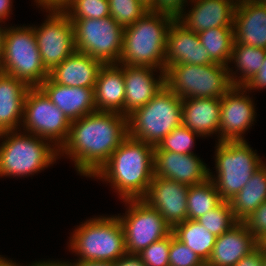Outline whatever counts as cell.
<instances>
[{
    "instance_id": "cell-1",
    "label": "cell",
    "mask_w": 266,
    "mask_h": 266,
    "mask_svg": "<svg viewBox=\"0 0 266 266\" xmlns=\"http://www.w3.org/2000/svg\"><path fill=\"white\" fill-rule=\"evenodd\" d=\"M128 136L127 116L96 111L71 121L58 158L67 155L78 174L91 178Z\"/></svg>"
},
{
    "instance_id": "cell-2",
    "label": "cell",
    "mask_w": 266,
    "mask_h": 266,
    "mask_svg": "<svg viewBox=\"0 0 266 266\" xmlns=\"http://www.w3.org/2000/svg\"><path fill=\"white\" fill-rule=\"evenodd\" d=\"M154 176V146L128 136L92 176L111 184L122 200L143 199Z\"/></svg>"
},
{
    "instance_id": "cell-3",
    "label": "cell",
    "mask_w": 266,
    "mask_h": 266,
    "mask_svg": "<svg viewBox=\"0 0 266 266\" xmlns=\"http://www.w3.org/2000/svg\"><path fill=\"white\" fill-rule=\"evenodd\" d=\"M174 19L169 14L148 11L125 27L118 64L164 71L167 31Z\"/></svg>"
},
{
    "instance_id": "cell-4",
    "label": "cell",
    "mask_w": 266,
    "mask_h": 266,
    "mask_svg": "<svg viewBox=\"0 0 266 266\" xmlns=\"http://www.w3.org/2000/svg\"><path fill=\"white\" fill-rule=\"evenodd\" d=\"M20 131L0 133V138L3 141L0 144L1 177L17 176L18 178L19 176L34 175V173L41 172L53 165L59 159L58 149L49 141Z\"/></svg>"
},
{
    "instance_id": "cell-5",
    "label": "cell",
    "mask_w": 266,
    "mask_h": 266,
    "mask_svg": "<svg viewBox=\"0 0 266 266\" xmlns=\"http://www.w3.org/2000/svg\"><path fill=\"white\" fill-rule=\"evenodd\" d=\"M70 237L68 248L76 253L77 260L114 263L127 254L123 226L116 215L90 218Z\"/></svg>"
},
{
    "instance_id": "cell-6",
    "label": "cell",
    "mask_w": 266,
    "mask_h": 266,
    "mask_svg": "<svg viewBox=\"0 0 266 266\" xmlns=\"http://www.w3.org/2000/svg\"><path fill=\"white\" fill-rule=\"evenodd\" d=\"M182 124V98L166 85L128 116L129 136L152 146Z\"/></svg>"
},
{
    "instance_id": "cell-7",
    "label": "cell",
    "mask_w": 266,
    "mask_h": 266,
    "mask_svg": "<svg viewBox=\"0 0 266 266\" xmlns=\"http://www.w3.org/2000/svg\"><path fill=\"white\" fill-rule=\"evenodd\" d=\"M1 57L2 72L39 87L48 77L32 26L6 28Z\"/></svg>"
},
{
    "instance_id": "cell-8",
    "label": "cell",
    "mask_w": 266,
    "mask_h": 266,
    "mask_svg": "<svg viewBox=\"0 0 266 266\" xmlns=\"http://www.w3.org/2000/svg\"><path fill=\"white\" fill-rule=\"evenodd\" d=\"M215 147L216 175L209 169V178L214 182L221 199L229 201L264 162L246 140L217 142Z\"/></svg>"
},
{
    "instance_id": "cell-9",
    "label": "cell",
    "mask_w": 266,
    "mask_h": 266,
    "mask_svg": "<svg viewBox=\"0 0 266 266\" xmlns=\"http://www.w3.org/2000/svg\"><path fill=\"white\" fill-rule=\"evenodd\" d=\"M165 85L185 98H222L232 87L228 66L174 64L165 70Z\"/></svg>"
},
{
    "instance_id": "cell-10",
    "label": "cell",
    "mask_w": 266,
    "mask_h": 266,
    "mask_svg": "<svg viewBox=\"0 0 266 266\" xmlns=\"http://www.w3.org/2000/svg\"><path fill=\"white\" fill-rule=\"evenodd\" d=\"M75 49L103 64H117L121 58L124 28L111 16L98 19H70Z\"/></svg>"
},
{
    "instance_id": "cell-11",
    "label": "cell",
    "mask_w": 266,
    "mask_h": 266,
    "mask_svg": "<svg viewBox=\"0 0 266 266\" xmlns=\"http://www.w3.org/2000/svg\"><path fill=\"white\" fill-rule=\"evenodd\" d=\"M23 132L49 141L58 150L66 142L71 121L40 87H30L24 99Z\"/></svg>"
},
{
    "instance_id": "cell-12",
    "label": "cell",
    "mask_w": 266,
    "mask_h": 266,
    "mask_svg": "<svg viewBox=\"0 0 266 266\" xmlns=\"http://www.w3.org/2000/svg\"><path fill=\"white\" fill-rule=\"evenodd\" d=\"M126 213L119 218L127 254H138L151 243L168 236L172 229L160 213L143 199L123 200Z\"/></svg>"
},
{
    "instance_id": "cell-13",
    "label": "cell",
    "mask_w": 266,
    "mask_h": 266,
    "mask_svg": "<svg viewBox=\"0 0 266 266\" xmlns=\"http://www.w3.org/2000/svg\"><path fill=\"white\" fill-rule=\"evenodd\" d=\"M43 9L49 14L41 26L34 25V32L43 65L50 72L76 51L74 29L64 10Z\"/></svg>"
},
{
    "instance_id": "cell-14",
    "label": "cell",
    "mask_w": 266,
    "mask_h": 266,
    "mask_svg": "<svg viewBox=\"0 0 266 266\" xmlns=\"http://www.w3.org/2000/svg\"><path fill=\"white\" fill-rule=\"evenodd\" d=\"M244 86H233L221 98L219 142L245 141L243 134L255 121L253 99Z\"/></svg>"
},
{
    "instance_id": "cell-15",
    "label": "cell",
    "mask_w": 266,
    "mask_h": 266,
    "mask_svg": "<svg viewBox=\"0 0 266 266\" xmlns=\"http://www.w3.org/2000/svg\"><path fill=\"white\" fill-rule=\"evenodd\" d=\"M188 189L186 184L154 175L143 200L156 209L173 229L188 219Z\"/></svg>"
},
{
    "instance_id": "cell-16",
    "label": "cell",
    "mask_w": 266,
    "mask_h": 266,
    "mask_svg": "<svg viewBox=\"0 0 266 266\" xmlns=\"http://www.w3.org/2000/svg\"><path fill=\"white\" fill-rule=\"evenodd\" d=\"M154 175L192 186L209 178V168L196 154L154 151Z\"/></svg>"
},
{
    "instance_id": "cell-17",
    "label": "cell",
    "mask_w": 266,
    "mask_h": 266,
    "mask_svg": "<svg viewBox=\"0 0 266 266\" xmlns=\"http://www.w3.org/2000/svg\"><path fill=\"white\" fill-rule=\"evenodd\" d=\"M214 62L199 35L174 19L167 31L164 71L174 64L208 65Z\"/></svg>"
},
{
    "instance_id": "cell-18",
    "label": "cell",
    "mask_w": 266,
    "mask_h": 266,
    "mask_svg": "<svg viewBox=\"0 0 266 266\" xmlns=\"http://www.w3.org/2000/svg\"><path fill=\"white\" fill-rule=\"evenodd\" d=\"M119 66L123 68L124 115L128 117L137 108L146 105L165 86V71H160L156 78L154 72L158 71L154 68Z\"/></svg>"
},
{
    "instance_id": "cell-19",
    "label": "cell",
    "mask_w": 266,
    "mask_h": 266,
    "mask_svg": "<svg viewBox=\"0 0 266 266\" xmlns=\"http://www.w3.org/2000/svg\"><path fill=\"white\" fill-rule=\"evenodd\" d=\"M191 10L176 18L188 30L199 33L215 27H233L235 0H193Z\"/></svg>"
},
{
    "instance_id": "cell-20",
    "label": "cell",
    "mask_w": 266,
    "mask_h": 266,
    "mask_svg": "<svg viewBox=\"0 0 266 266\" xmlns=\"http://www.w3.org/2000/svg\"><path fill=\"white\" fill-rule=\"evenodd\" d=\"M233 31L234 44L266 49V5L255 0L236 3Z\"/></svg>"
},
{
    "instance_id": "cell-21",
    "label": "cell",
    "mask_w": 266,
    "mask_h": 266,
    "mask_svg": "<svg viewBox=\"0 0 266 266\" xmlns=\"http://www.w3.org/2000/svg\"><path fill=\"white\" fill-rule=\"evenodd\" d=\"M257 248V239L244 222L216 237L214 248L206 266H234L242 257Z\"/></svg>"
},
{
    "instance_id": "cell-22",
    "label": "cell",
    "mask_w": 266,
    "mask_h": 266,
    "mask_svg": "<svg viewBox=\"0 0 266 266\" xmlns=\"http://www.w3.org/2000/svg\"><path fill=\"white\" fill-rule=\"evenodd\" d=\"M39 87L70 121L97 111L94 88L65 86L49 77Z\"/></svg>"
},
{
    "instance_id": "cell-23",
    "label": "cell",
    "mask_w": 266,
    "mask_h": 266,
    "mask_svg": "<svg viewBox=\"0 0 266 266\" xmlns=\"http://www.w3.org/2000/svg\"><path fill=\"white\" fill-rule=\"evenodd\" d=\"M103 65L101 61L76 50L49 72V78L65 86L94 88Z\"/></svg>"
},
{
    "instance_id": "cell-24",
    "label": "cell",
    "mask_w": 266,
    "mask_h": 266,
    "mask_svg": "<svg viewBox=\"0 0 266 266\" xmlns=\"http://www.w3.org/2000/svg\"><path fill=\"white\" fill-rule=\"evenodd\" d=\"M221 112V98L182 99V125L202 137L218 134Z\"/></svg>"
},
{
    "instance_id": "cell-25",
    "label": "cell",
    "mask_w": 266,
    "mask_h": 266,
    "mask_svg": "<svg viewBox=\"0 0 266 266\" xmlns=\"http://www.w3.org/2000/svg\"><path fill=\"white\" fill-rule=\"evenodd\" d=\"M125 85L123 68L119 64H104L94 87V101L98 112L124 115Z\"/></svg>"
},
{
    "instance_id": "cell-26",
    "label": "cell",
    "mask_w": 266,
    "mask_h": 266,
    "mask_svg": "<svg viewBox=\"0 0 266 266\" xmlns=\"http://www.w3.org/2000/svg\"><path fill=\"white\" fill-rule=\"evenodd\" d=\"M29 88L14 76L0 74V133L21 130L24 99Z\"/></svg>"
},
{
    "instance_id": "cell-27",
    "label": "cell",
    "mask_w": 266,
    "mask_h": 266,
    "mask_svg": "<svg viewBox=\"0 0 266 266\" xmlns=\"http://www.w3.org/2000/svg\"><path fill=\"white\" fill-rule=\"evenodd\" d=\"M266 162L252 175L246 185L229 200L234 217L243 222L266 201Z\"/></svg>"
},
{
    "instance_id": "cell-28",
    "label": "cell",
    "mask_w": 266,
    "mask_h": 266,
    "mask_svg": "<svg viewBox=\"0 0 266 266\" xmlns=\"http://www.w3.org/2000/svg\"><path fill=\"white\" fill-rule=\"evenodd\" d=\"M266 55V49L250 45L234 44L229 64L235 65L236 71L228 66V74L233 86H245L260 70ZM239 70V71H238ZM240 72V75L236 74ZM238 77V78H237Z\"/></svg>"
},
{
    "instance_id": "cell-29",
    "label": "cell",
    "mask_w": 266,
    "mask_h": 266,
    "mask_svg": "<svg viewBox=\"0 0 266 266\" xmlns=\"http://www.w3.org/2000/svg\"><path fill=\"white\" fill-rule=\"evenodd\" d=\"M172 232L178 240L192 249L205 263L209 260L216 236L211 234L198 221L186 219L176 225Z\"/></svg>"
},
{
    "instance_id": "cell-30",
    "label": "cell",
    "mask_w": 266,
    "mask_h": 266,
    "mask_svg": "<svg viewBox=\"0 0 266 266\" xmlns=\"http://www.w3.org/2000/svg\"><path fill=\"white\" fill-rule=\"evenodd\" d=\"M200 43L217 64L229 66L234 45L233 27H215L198 33Z\"/></svg>"
},
{
    "instance_id": "cell-31",
    "label": "cell",
    "mask_w": 266,
    "mask_h": 266,
    "mask_svg": "<svg viewBox=\"0 0 266 266\" xmlns=\"http://www.w3.org/2000/svg\"><path fill=\"white\" fill-rule=\"evenodd\" d=\"M222 201L214 182L210 178L203 183L189 186L187 195L188 219H198L216 208Z\"/></svg>"
},
{
    "instance_id": "cell-32",
    "label": "cell",
    "mask_w": 266,
    "mask_h": 266,
    "mask_svg": "<svg viewBox=\"0 0 266 266\" xmlns=\"http://www.w3.org/2000/svg\"><path fill=\"white\" fill-rule=\"evenodd\" d=\"M211 234L219 237L239 221L234 217L229 201H222L216 208L196 219Z\"/></svg>"
},
{
    "instance_id": "cell-33",
    "label": "cell",
    "mask_w": 266,
    "mask_h": 266,
    "mask_svg": "<svg viewBox=\"0 0 266 266\" xmlns=\"http://www.w3.org/2000/svg\"><path fill=\"white\" fill-rule=\"evenodd\" d=\"M195 137H202L198 133L193 132L182 124L174 128L167 136H165L154 151H172L181 154H194L192 151Z\"/></svg>"
},
{
    "instance_id": "cell-34",
    "label": "cell",
    "mask_w": 266,
    "mask_h": 266,
    "mask_svg": "<svg viewBox=\"0 0 266 266\" xmlns=\"http://www.w3.org/2000/svg\"><path fill=\"white\" fill-rule=\"evenodd\" d=\"M110 16L123 28L135 23L149 10L139 0H108Z\"/></svg>"
},
{
    "instance_id": "cell-35",
    "label": "cell",
    "mask_w": 266,
    "mask_h": 266,
    "mask_svg": "<svg viewBox=\"0 0 266 266\" xmlns=\"http://www.w3.org/2000/svg\"><path fill=\"white\" fill-rule=\"evenodd\" d=\"M64 11L69 19H100L110 16L108 0H74Z\"/></svg>"
},
{
    "instance_id": "cell-36",
    "label": "cell",
    "mask_w": 266,
    "mask_h": 266,
    "mask_svg": "<svg viewBox=\"0 0 266 266\" xmlns=\"http://www.w3.org/2000/svg\"><path fill=\"white\" fill-rule=\"evenodd\" d=\"M171 245V233L151 243L137 255L146 266H169V250Z\"/></svg>"
},
{
    "instance_id": "cell-37",
    "label": "cell",
    "mask_w": 266,
    "mask_h": 266,
    "mask_svg": "<svg viewBox=\"0 0 266 266\" xmlns=\"http://www.w3.org/2000/svg\"><path fill=\"white\" fill-rule=\"evenodd\" d=\"M169 266H206V263L171 232Z\"/></svg>"
},
{
    "instance_id": "cell-38",
    "label": "cell",
    "mask_w": 266,
    "mask_h": 266,
    "mask_svg": "<svg viewBox=\"0 0 266 266\" xmlns=\"http://www.w3.org/2000/svg\"><path fill=\"white\" fill-rule=\"evenodd\" d=\"M256 239L266 233V201L243 221Z\"/></svg>"
},
{
    "instance_id": "cell-39",
    "label": "cell",
    "mask_w": 266,
    "mask_h": 266,
    "mask_svg": "<svg viewBox=\"0 0 266 266\" xmlns=\"http://www.w3.org/2000/svg\"><path fill=\"white\" fill-rule=\"evenodd\" d=\"M186 3L188 5V0H157L153 12L169 14L176 19L186 9Z\"/></svg>"
},
{
    "instance_id": "cell-40",
    "label": "cell",
    "mask_w": 266,
    "mask_h": 266,
    "mask_svg": "<svg viewBox=\"0 0 266 266\" xmlns=\"http://www.w3.org/2000/svg\"><path fill=\"white\" fill-rule=\"evenodd\" d=\"M244 87L248 90V92H250L251 90H261L263 88H266V55L260 70Z\"/></svg>"
},
{
    "instance_id": "cell-41",
    "label": "cell",
    "mask_w": 266,
    "mask_h": 266,
    "mask_svg": "<svg viewBox=\"0 0 266 266\" xmlns=\"http://www.w3.org/2000/svg\"><path fill=\"white\" fill-rule=\"evenodd\" d=\"M234 266H263V253L256 248L249 255L242 257Z\"/></svg>"
},
{
    "instance_id": "cell-42",
    "label": "cell",
    "mask_w": 266,
    "mask_h": 266,
    "mask_svg": "<svg viewBox=\"0 0 266 266\" xmlns=\"http://www.w3.org/2000/svg\"><path fill=\"white\" fill-rule=\"evenodd\" d=\"M113 266H146L137 254H126L113 263Z\"/></svg>"
},
{
    "instance_id": "cell-43",
    "label": "cell",
    "mask_w": 266,
    "mask_h": 266,
    "mask_svg": "<svg viewBox=\"0 0 266 266\" xmlns=\"http://www.w3.org/2000/svg\"><path fill=\"white\" fill-rule=\"evenodd\" d=\"M69 266H113V262L76 260L73 263L69 261Z\"/></svg>"
},
{
    "instance_id": "cell-44",
    "label": "cell",
    "mask_w": 266,
    "mask_h": 266,
    "mask_svg": "<svg viewBox=\"0 0 266 266\" xmlns=\"http://www.w3.org/2000/svg\"><path fill=\"white\" fill-rule=\"evenodd\" d=\"M12 8V0H0V20H7Z\"/></svg>"
},
{
    "instance_id": "cell-45",
    "label": "cell",
    "mask_w": 266,
    "mask_h": 266,
    "mask_svg": "<svg viewBox=\"0 0 266 266\" xmlns=\"http://www.w3.org/2000/svg\"><path fill=\"white\" fill-rule=\"evenodd\" d=\"M28 266H69V262L68 261L62 262L59 260L37 261V262L31 263V265L29 264Z\"/></svg>"
},
{
    "instance_id": "cell-46",
    "label": "cell",
    "mask_w": 266,
    "mask_h": 266,
    "mask_svg": "<svg viewBox=\"0 0 266 266\" xmlns=\"http://www.w3.org/2000/svg\"><path fill=\"white\" fill-rule=\"evenodd\" d=\"M61 0H35L38 7L41 6L42 8H51L55 7Z\"/></svg>"
},
{
    "instance_id": "cell-47",
    "label": "cell",
    "mask_w": 266,
    "mask_h": 266,
    "mask_svg": "<svg viewBox=\"0 0 266 266\" xmlns=\"http://www.w3.org/2000/svg\"><path fill=\"white\" fill-rule=\"evenodd\" d=\"M257 248L262 253H266V233L257 239Z\"/></svg>"
},
{
    "instance_id": "cell-48",
    "label": "cell",
    "mask_w": 266,
    "mask_h": 266,
    "mask_svg": "<svg viewBox=\"0 0 266 266\" xmlns=\"http://www.w3.org/2000/svg\"><path fill=\"white\" fill-rule=\"evenodd\" d=\"M139 1L149 11H153L157 3V0H139Z\"/></svg>"
},
{
    "instance_id": "cell-49",
    "label": "cell",
    "mask_w": 266,
    "mask_h": 266,
    "mask_svg": "<svg viewBox=\"0 0 266 266\" xmlns=\"http://www.w3.org/2000/svg\"><path fill=\"white\" fill-rule=\"evenodd\" d=\"M0 266H22V265H19V263H15L13 262L12 260H8L7 258H3L1 257L0 255ZM27 266V265H26Z\"/></svg>"
},
{
    "instance_id": "cell-50",
    "label": "cell",
    "mask_w": 266,
    "mask_h": 266,
    "mask_svg": "<svg viewBox=\"0 0 266 266\" xmlns=\"http://www.w3.org/2000/svg\"><path fill=\"white\" fill-rule=\"evenodd\" d=\"M74 0H61L54 8L65 10Z\"/></svg>"
},
{
    "instance_id": "cell-51",
    "label": "cell",
    "mask_w": 266,
    "mask_h": 266,
    "mask_svg": "<svg viewBox=\"0 0 266 266\" xmlns=\"http://www.w3.org/2000/svg\"><path fill=\"white\" fill-rule=\"evenodd\" d=\"M3 23L4 21L0 20V23ZM6 26L2 27V24L0 25V54L2 51V47H3V42H4V36H5V32H6Z\"/></svg>"
},
{
    "instance_id": "cell-52",
    "label": "cell",
    "mask_w": 266,
    "mask_h": 266,
    "mask_svg": "<svg viewBox=\"0 0 266 266\" xmlns=\"http://www.w3.org/2000/svg\"><path fill=\"white\" fill-rule=\"evenodd\" d=\"M263 266H266V253H263Z\"/></svg>"
},
{
    "instance_id": "cell-53",
    "label": "cell",
    "mask_w": 266,
    "mask_h": 266,
    "mask_svg": "<svg viewBox=\"0 0 266 266\" xmlns=\"http://www.w3.org/2000/svg\"><path fill=\"white\" fill-rule=\"evenodd\" d=\"M255 1H257V2L260 3V4H264V5H266V0H255Z\"/></svg>"
},
{
    "instance_id": "cell-54",
    "label": "cell",
    "mask_w": 266,
    "mask_h": 266,
    "mask_svg": "<svg viewBox=\"0 0 266 266\" xmlns=\"http://www.w3.org/2000/svg\"><path fill=\"white\" fill-rule=\"evenodd\" d=\"M2 73V68H1V57H0V74Z\"/></svg>"
},
{
    "instance_id": "cell-55",
    "label": "cell",
    "mask_w": 266,
    "mask_h": 266,
    "mask_svg": "<svg viewBox=\"0 0 266 266\" xmlns=\"http://www.w3.org/2000/svg\"><path fill=\"white\" fill-rule=\"evenodd\" d=\"M237 3L240 2V1H246V0H235Z\"/></svg>"
}]
</instances>
